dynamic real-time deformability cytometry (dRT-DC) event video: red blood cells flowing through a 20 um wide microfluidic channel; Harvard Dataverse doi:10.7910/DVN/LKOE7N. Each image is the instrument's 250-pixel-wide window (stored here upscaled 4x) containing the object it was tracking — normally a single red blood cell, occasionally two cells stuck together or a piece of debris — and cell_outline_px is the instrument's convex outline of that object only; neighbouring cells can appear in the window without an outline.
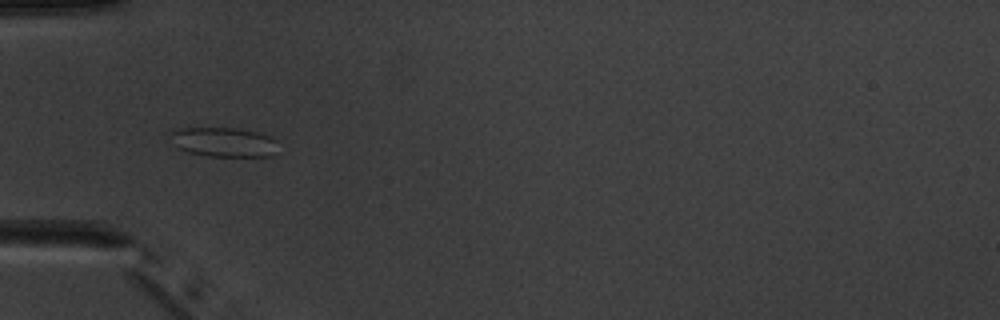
{"species": "common noctule bat (a hibernating species)", "species_latin": "Nyctalus noctula", "temperature_condition": "warm", "stored_images_in_passage": 7, "camera_frame_rate_fps": 3000, "um_per_image_px": 0.085, "animal": {"sex": "male", "body_mass_g": 20.1, "forearm_length_mm": 53.5}, "frame": {"image": 1, "passage_image": 4, "time_ms": 3.667, "image_size_px": [1000, 320], "cell_outline_px": [[276, 140], [272, 156], [208, 156], [188, 152], [180, 148], [176, 144], [168, 132], [172, 128], [236, 128], [256, 132], [268, 136]], "centroid_in_image_um": [18.96, 12.06], "position_along_channel_um": 66.0, "area_um2": 18.21}}
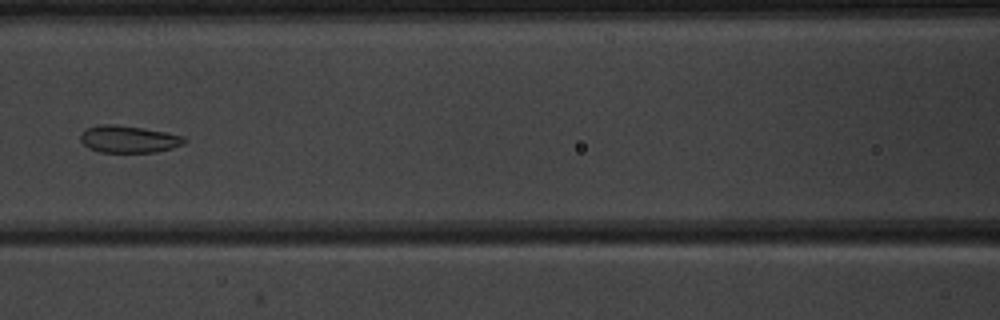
{"frame": {"image": 2, "passage_image": 6, "time_ms": 6.0, "image_size_px": [1000, 320], "cell_outline_px": [[188, 140], [184, 144], [172, 148], [156, 152], [100, 152], [88, 148], [80, 140], [80, 136], [88, 128], [100, 124], [112, 124], [144, 128], [184, 136]], "centroid_in_image_um": [10.96, 11.83], "position_along_channel_um": 155.6, "area_um2": 16.36}}
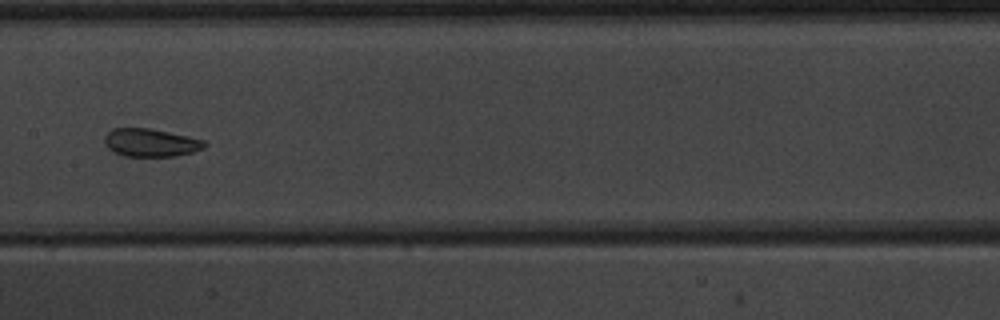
{"frame": {"image": 3, "passage_image": 7, "time_ms": 7.0, "image_size_px": [1000, 320], "cell_outline_px": [[208, 144], [204, 148], [192, 152], [176, 156], [124, 156], [112, 152], [104, 144], [104, 136], [112, 128], [148, 128], [188, 136], [204, 140]], "centroid_in_image_um": [12.79, 12.13], "position_along_channel_um": 194.6, "area_um2": 16.42}}